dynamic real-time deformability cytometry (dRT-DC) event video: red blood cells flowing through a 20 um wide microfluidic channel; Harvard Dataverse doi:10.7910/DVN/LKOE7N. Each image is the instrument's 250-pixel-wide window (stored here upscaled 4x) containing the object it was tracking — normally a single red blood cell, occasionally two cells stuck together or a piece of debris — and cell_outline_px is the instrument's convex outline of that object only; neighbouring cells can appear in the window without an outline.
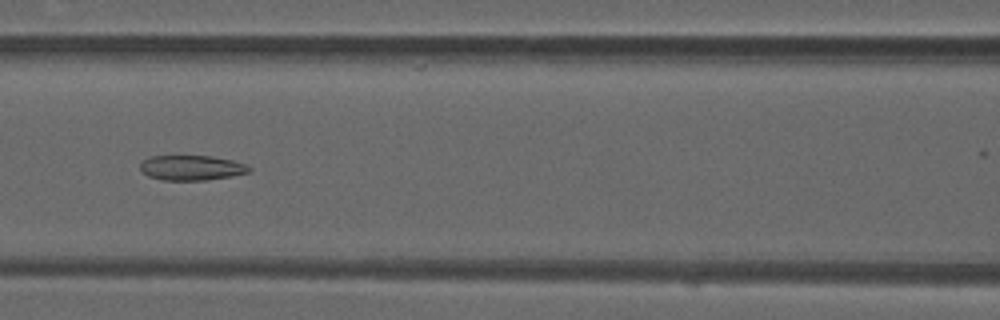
{"species": "common noctule bat (a hibernating species)", "species_latin": "Nyctalus noctula", "temperature_condition": "warm", "stored_images_in_passage": 46, "camera_frame_rate_fps": 3000, "um_per_image_px": 0.085, "animal": {"sex": "male", "forearm_length_mm": 52.5}, "frame": {"image": 1, "passage_image": 23, "time_ms": 7.333, "image_size_px": [1000, 320], "cell_outline_px": [[252, 172], [232, 176], [204, 180], [160, 180], [148, 176], [140, 172], [140, 164], [148, 156], [212, 156], [232, 160], [248, 164], [252, 168]], "centroid_in_image_um": [16.3, 14.26], "position_along_channel_um": 150.3, "area_um2": 16.13}}
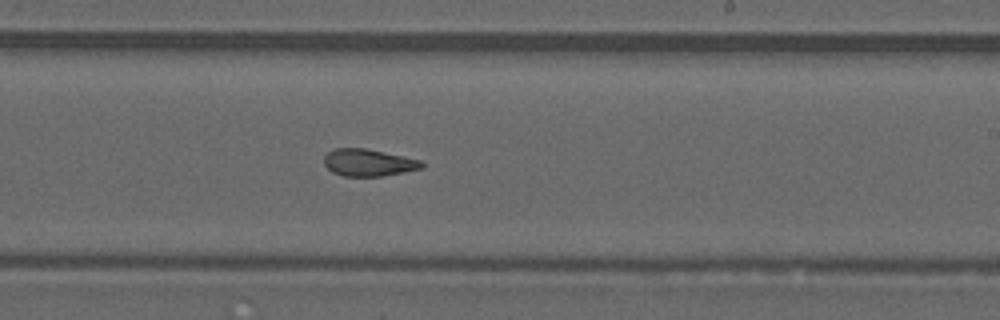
{"frame": {"image": 2, "passage_image": 31, "time_ms": 10.0, "image_size_px": [1000, 320], "cell_outline_px": [[424, 168], [384, 176], [344, 176], [332, 172], [324, 164], [324, 156], [328, 152], [336, 148], [364, 148], [420, 160], [424, 164]], "centroid_in_image_um": [31.31, 13.83], "position_along_channel_um": 257.7, "area_um2": 15.32}}
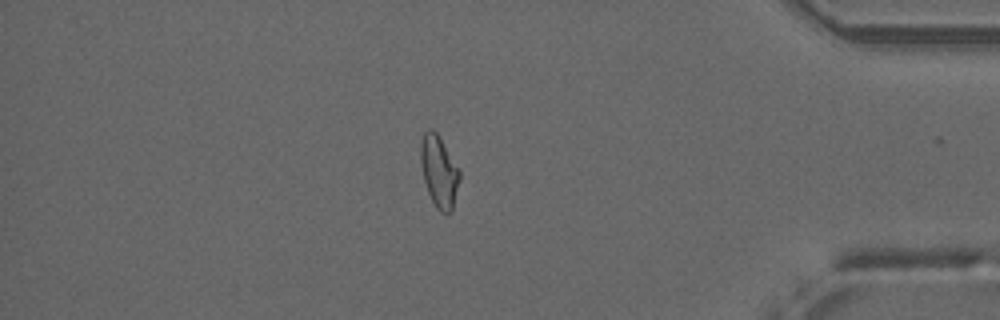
{"frame": {"image": 3, "passage_image": 44, "time_ms": 14.333, "image_size_px": [1000, 320], "cell_outline_px": [[460, 180], [452, 212], [440, 212], [436, 208], [428, 192], [424, 180], [420, 160], [420, 144], [424, 132], [428, 128], [432, 128], [436, 132], [460, 172]], "centroid_in_image_um": [37.31, 14.59], "position_along_channel_um": 397.9, "area_um2": 16.07}, "authors_computed_cell_mechanics": {"area_um2": 16.5597, "velocity_mm_per_s": 4.0448, "shape_relaxation_time_tau1_ms": null, "shape_relaxation_time_tau2_ms": 2.5155, "deformation_change_tau1": null, "deformation_change_tau2": 0.1051}}